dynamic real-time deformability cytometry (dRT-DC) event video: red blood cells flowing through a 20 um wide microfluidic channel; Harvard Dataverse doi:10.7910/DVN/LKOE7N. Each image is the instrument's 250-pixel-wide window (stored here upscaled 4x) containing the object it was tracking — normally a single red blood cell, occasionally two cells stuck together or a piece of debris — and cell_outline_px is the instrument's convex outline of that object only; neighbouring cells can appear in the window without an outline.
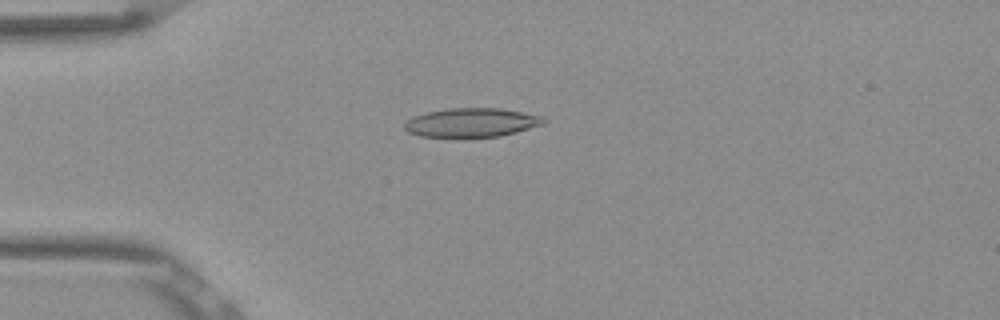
{"species": "Egyptian fruit bat (a non-hibernating species)", "species_latin": "Rousettus aegyptiacus", "temperature_condition": "room temperature", "stored_images_in_passage": 53, "camera_frame_rate_fps": 3000, "um_per_image_px": 0.085, "frame": {"image": 1, "passage_image": 14, "time_ms": 4.333, "image_size_px": [1000, 320], "cell_outline_px": [[548, 120], [544, 124], [516, 132], [500, 136], [464, 140], [460, 140], [420, 136], [408, 132], [404, 128], [404, 124], [412, 116], [428, 112], [448, 108], [500, 108], [544, 116]], "centroid_in_image_um": [40.07, 10.46], "position_along_channel_um": 44.9, "area_um2": 24.51}}
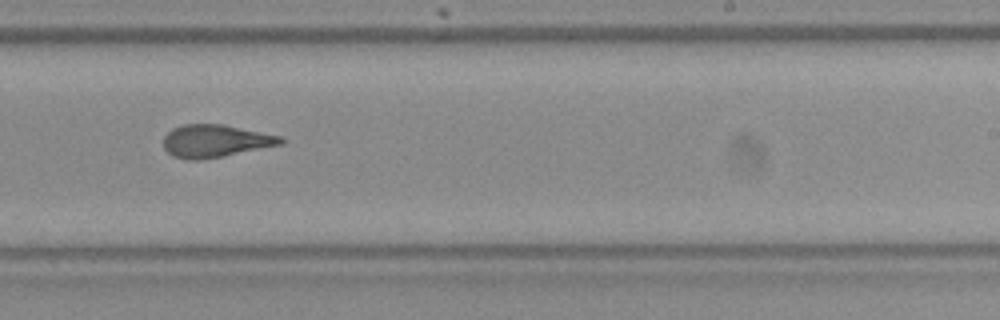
{"frame": {"image": 2, "passage_image": 33, "time_ms": 10.667, "image_size_px": [1000, 320], "cell_outline_px": [[284, 144], [224, 156], [200, 160], [188, 160], [172, 156], [164, 148], [164, 136], [172, 128], [184, 124], [224, 124], [284, 136]], "centroid_in_image_um": [18.34, 11.98], "position_along_channel_um": 270.7, "area_um2": 22.6}}
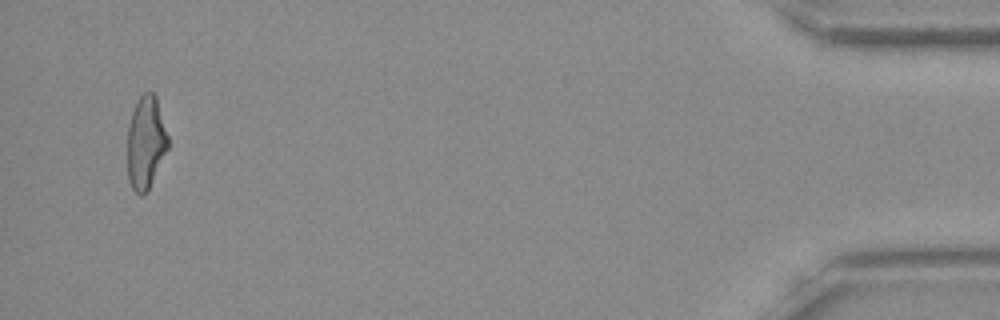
{"frame": {"image": 3, "passage_image": 51, "time_ms": 16.667, "image_size_px": [1000, 320], "cell_outline_px": [[168, 148], [148, 192], [140, 196], [132, 188], [128, 180], [128, 124], [132, 112], [140, 96], [144, 92], [152, 92], [156, 96], [168, 136]], "centroid_in_image_um": [12.39, 12.15], "position_along_channel_um": 422.8, "area_um2": 21.96}, "authors_computed_cell_mechanics": {"area_um2": 22.7154, "velocity_mm_per_s": 3.8821, "shape_relaxation_time_tau1_ms": null, "shape_relaxation_time_tau2_ms": 2.2518, "deformation_change_tau1": null, "deformation_change_tau2": 0.1119}}